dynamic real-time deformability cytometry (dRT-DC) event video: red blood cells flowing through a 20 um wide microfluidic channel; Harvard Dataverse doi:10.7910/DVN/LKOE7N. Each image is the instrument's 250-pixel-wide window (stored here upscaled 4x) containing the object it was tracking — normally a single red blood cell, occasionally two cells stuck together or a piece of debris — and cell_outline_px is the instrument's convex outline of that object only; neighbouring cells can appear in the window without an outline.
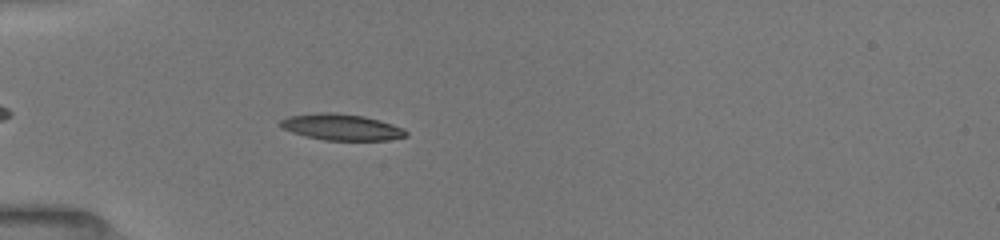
{"species": "common noctule bat (a hibernating species)", "species_latin": "Nyctalus noctula", "temperature_condition": "room temperature", "stored_images_in_passage": 41, "camera_frame_rate_fps": 3000, "um_per_image_px": 0.085, "animal": {"sex": "female", "body_mass_g": 19.5, "forearm_length_mm": 54.1}, "frame": {"image": 1, "passage_image": 6, "time_ms": 1.667, "image_size_px": [1000, 240], "cell_outline_px": [[408, 136], [388, 140], [324, 140], [304, 136], [280, 128], [280, 120], [288, 116], [316, 112], [332, 112], [364, 116], [380, 120], [404, 128], [408, 132]], "centroid_in_image_um": [29.01, 10.8], "position_along_channel_um": 56.0, "area_um2": 19.42}}
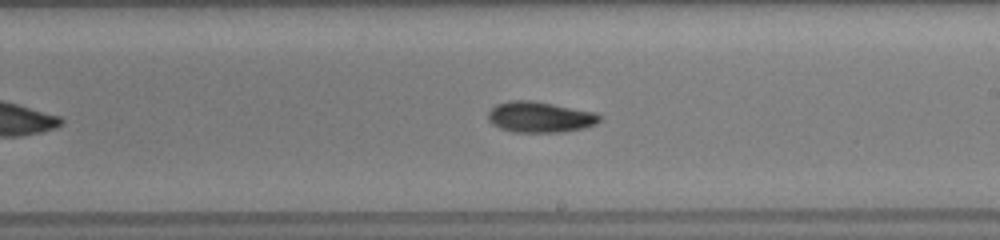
{"frame": {"image": 2, "passage_image": 21, "time_ms": 6.667, "image_size_px": [1000, 240], "cell_outline_px": [[600, 120], [596, 124], [584, 128], [560, 132], [512, 132], [500, 128], [492, 124], [488, 120], [488, 112], [496, 104], [508, 100], [532, 100], [596, 112], [600, 116]], "centroid_in_image_um": [45.87, 9.94], "position_along_channel_um": 243.1, "area_um2": 20.11}}
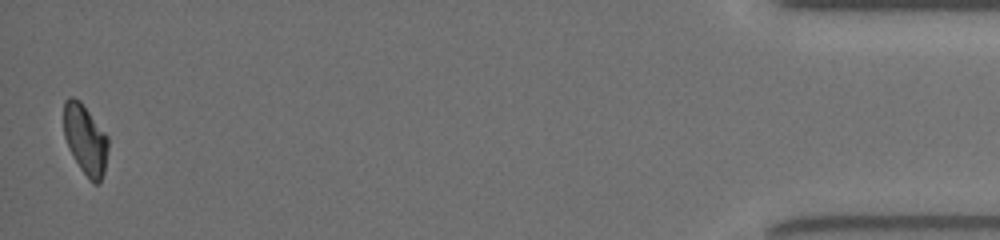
{"frame": {"image": 3, "passage_image": 41, "time_ms": 13.333, "image_size_px": [1000, 240], "cell_outline_px": [[108, 148], [104, 172], [100, 180], [96, 184], [92, 184], [80, 168], [68, 148], [64, 136], [64, 100], [68, 96], [72, 96], [80, 100], [108, 136]], "centroid_in_image_um": [7.24, 11.84], "position_along_channel_um": 428.0, "area_um2": 18.21}, "authors_computed_cell_mechanics": {"area_um2": 19.1318, "velocity_mm_per_s": 3.987, "shape_relaxation_time_tau1_ms": 3.2579, "shape_relaxation_time_tau2_ms": null, "deformation_change_tau1": 0.1424, "deformation_change_tau2": null}}